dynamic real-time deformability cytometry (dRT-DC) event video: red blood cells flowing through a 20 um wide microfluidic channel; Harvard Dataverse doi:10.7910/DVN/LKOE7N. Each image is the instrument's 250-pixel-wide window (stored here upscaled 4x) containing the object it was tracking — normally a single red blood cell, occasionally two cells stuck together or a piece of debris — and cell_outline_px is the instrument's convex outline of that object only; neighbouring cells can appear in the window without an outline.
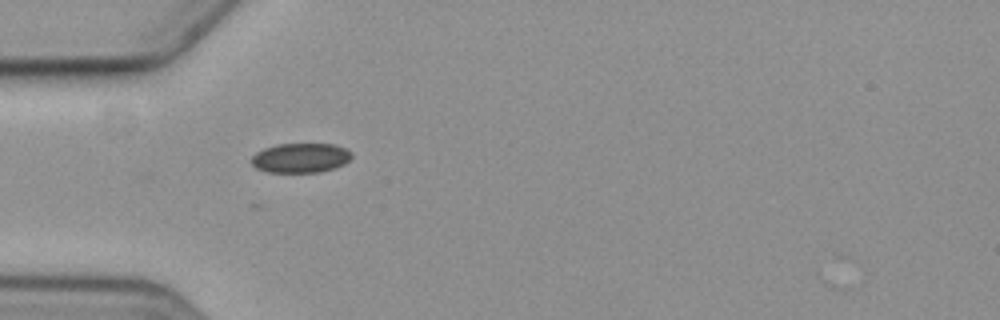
{"species": "common noctule bat (a hibernating species)", "species_latin": "Nyctalus noctula", "temperature_condition": "cold", "stored_images_in_passage": 1, "camera_frame_rate_fps": 3000, "um_per_image_px": 0.085, "animal": {"sex": "female", "body_mass_g": 19.3, "forearm_length_mm": 54.1}, "frame": {"image": 1, "passage_image": 1, "time_ms": 0.0, "image_size_px": [1000, 320], "cell_outline_px": [[352, 156], [344, 164], [336, 168], [320, 172], [268, 172], [256, 168], [252, 164], [252, 156], [256, 152], [264, 148], [276, 144], [332, 144], [344, 148], [352, 152]], "centroid_in_image_um": [25.55, 13.42], "position_along_channel_um": 59.5, "area_um2": 17.28}}